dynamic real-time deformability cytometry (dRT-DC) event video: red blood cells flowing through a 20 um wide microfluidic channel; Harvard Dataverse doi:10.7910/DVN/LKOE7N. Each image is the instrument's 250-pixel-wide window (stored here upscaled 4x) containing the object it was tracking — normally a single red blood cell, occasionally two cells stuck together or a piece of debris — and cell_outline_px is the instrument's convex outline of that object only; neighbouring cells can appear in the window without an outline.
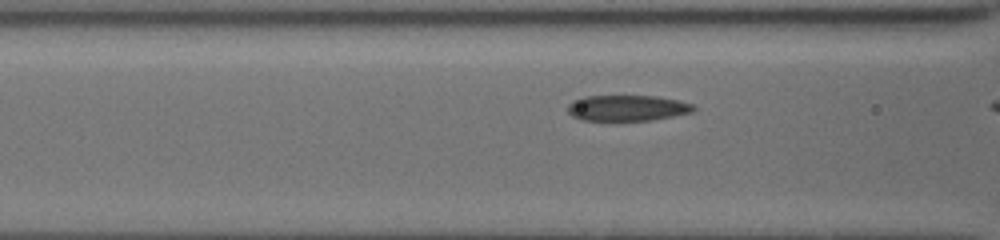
{"species": "common noctule bat (a hibernating species)", "species_latin": "Nyctalus noctula", "temperature_condition": "cold", "stored_images_in_passage": 8, "camera_frame_rate_fps": 3000, "um_per_image_px": 0.085, "animal": {"sex": "female", "body_mass_g": 19.5, "forearm_length_mm": 54.1}, "frame": {"image": 1, "passage_image": 7, "time_ms": 2.0, "image_size_px": [1000, 240], "cell_outline_px": [[696, 108], [692, 112], [652, 120], [584, 120], [572, 116], [568, 112], [568, 104], [572, 100], [584, 96], [656, 96], [676, 100], [692, 104]], "centroid_in_image_um": [53.28, 9.17], "position_along_channel_um": 113.3, "area_um2": 18.79}}